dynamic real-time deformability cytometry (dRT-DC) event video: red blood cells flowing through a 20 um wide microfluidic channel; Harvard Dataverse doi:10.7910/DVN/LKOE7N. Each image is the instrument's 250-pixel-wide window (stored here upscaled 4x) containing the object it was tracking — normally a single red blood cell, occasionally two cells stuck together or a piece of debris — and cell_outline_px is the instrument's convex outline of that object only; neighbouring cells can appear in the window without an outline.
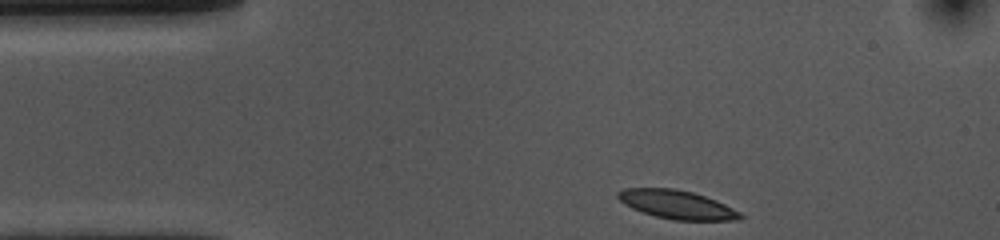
{"species": "common noctule bat (a hibernating species)", "species_latin": "Nyctalus noctula", "temperature_condition": "cold", "stored_images_in_passage": 34, "camera_frame_rate_fps": 3000, "um_per_image_px": 0.085, "animal": {"sex": "female", "body_mass_g": 10.0, "forearm_length_mm": 53.1}, "frame": {"image": 1, "passage_image": 1, "time_ms": 0.0, "image_size_px": [1000, 240], "cell_outline_px": [[744, 216], [740, 220], [672, 220], [656, 216], [632, 208], [624, 204], [616, 196], [616, 192], [624, 188], [676, 188], [692, 192], [716, 200], [740, 212]], "centroid_in_image_um": [57.53, 17.38], "position_along_channel_um": 27.5, "area_um2": 20.35}}
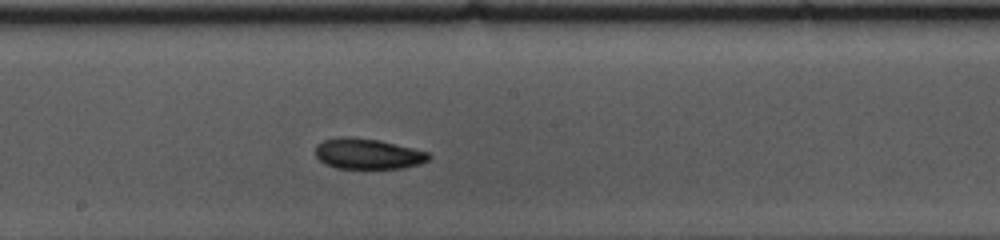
{"frame": {"image": 2, "passage_image": 20, "time_ms": 6.333, "image_size_px": [1000, 240], "cell_outline_px": [[432, 156], [428, 160], [420, 164], [404, 168], [336, 168], [324, 164], [316, 156], [316, 144], [324, 140], [336, 136], [348, 136], [376, 140], [412, 148], [428, 152]], "centroid_in_image_um": [31.23, 13.07], "position_along_channel_um": 217.0, "area_um2": 20.17}}
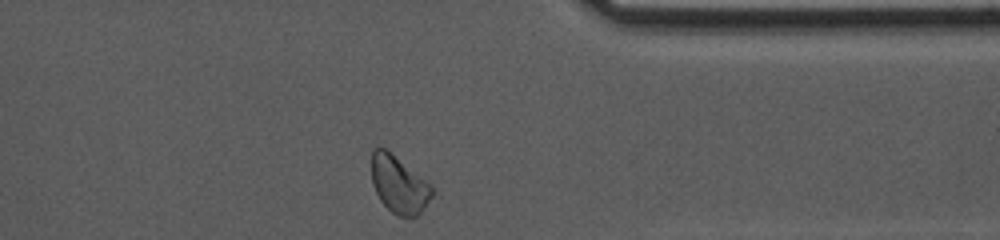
{"frame": {"image": 3, "passage_image": 34, "time_ms": 11.0, "image_size_px": [1000, 240], "cell_outline_px": [[436, 188], [432, 196], [424, 208], [416, 216], [396, 216], [380, 200], [372, 184], [372, 148], [384, 148], [432, 184]], "centroid_in_image_um": [33.93, 15.7], "position_along_channel_um": 377.5, "area_um2": 20.06}, "authors_computed_cell_mechanics": {"area_um2": 20.4323, "velocity_mm_per_s": 3.6818, "shape_relaxation_time_tau1_ms": 3.0653, "shape_relaxation_time_tau2_ms": 6.7939, "deformation_change_tau1": 0.084, "deformation_change_tau2": 0.1146}}